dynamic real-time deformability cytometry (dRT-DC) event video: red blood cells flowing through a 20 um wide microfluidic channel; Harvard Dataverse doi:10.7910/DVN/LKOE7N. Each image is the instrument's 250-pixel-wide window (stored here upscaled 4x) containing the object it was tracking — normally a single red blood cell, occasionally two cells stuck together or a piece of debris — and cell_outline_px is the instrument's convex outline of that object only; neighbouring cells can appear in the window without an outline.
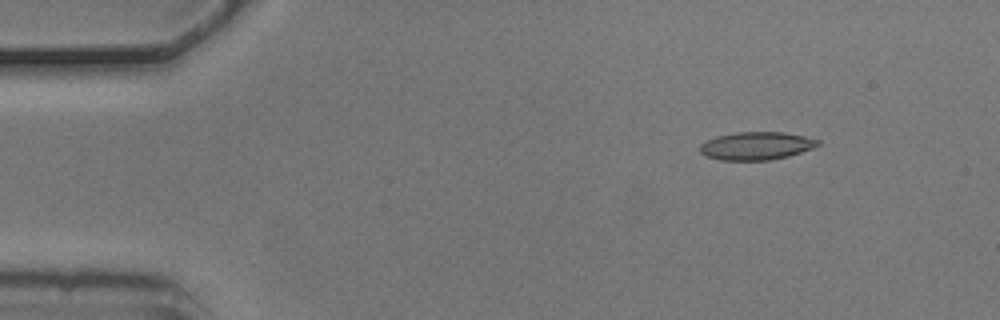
{"species": "common noctule bat (a hibernating species)", "species_latin": "Nyctalus noctula", "temperature_condition": "cold", "stored_images_in_passage": 7, "camera_frame_rate_fps": 3000, "um_per_image_px": 0.085, "animal": {"sex": "male", "body_mass_g": 20.5, "forearm_length_mm": 52.5}, "frame": {"image": 1, "passage_image": 2, "time_ms": 0.333, "image_size_px": [1000, 320], "cell_outline_px": [[820, 144], [812, 148], [788, 156], [768, 160], [720, 160], [708, 156], [700, 152], [700, 144], [716, 136], [736, 132], [784, 132], [804, 136], [820, 140]], "centroid_in_image_um": [64.29, 12.39], "position_along_channel_um": 20.7, "area_um2": 19.07}}
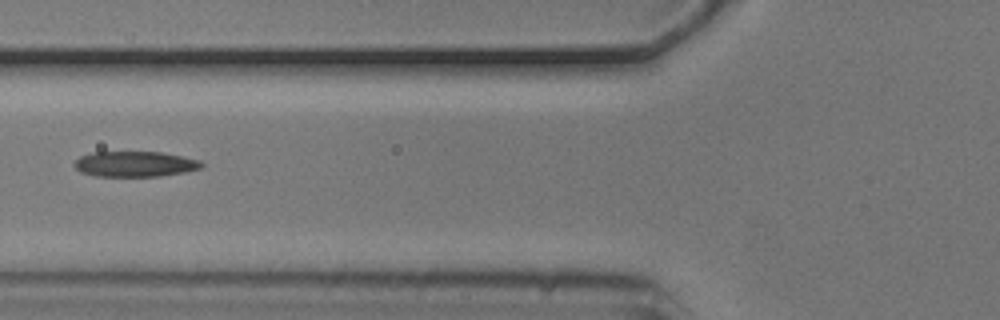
{"frame": {"image": 2, "passage_image": 6, "time_ms": 1.667, "image_size_px": [1000, 320], "cell_outline_px": [[204, 164], [200, 168], [184, 172], [160, 176], [96, 176], [80, 172], [72, 164], [80, 156], [92, 152], [160, 152], [184, 156], [200, 160]], "centroid_in_image_um": [11.46, 13.94], "position_along_channel_um": 114.3, "area_um2": 18.9}}
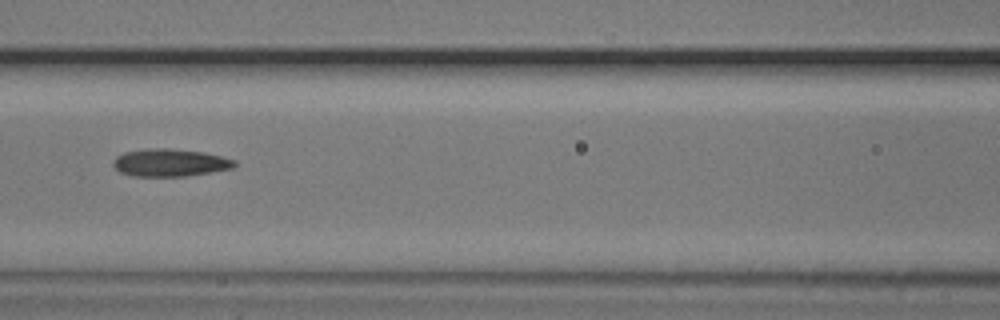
{"frame": {"image": 3, "passage_image": 7, "time_ms": 2.0, "image_size_px": [1000, 320], "cell_outline_px": [[236, 164], [232, 168], [188, 176], [132, 176], [120, 172], [112, 164], [112, 160], [116, 156], [124, 152], [148, 148], [172, 148], [204, 152], [236, 160]], "centroid_in_image_um": [14.42, 13.82], "position_along_channel_um": 152.2, "area_um2": 19.59}}